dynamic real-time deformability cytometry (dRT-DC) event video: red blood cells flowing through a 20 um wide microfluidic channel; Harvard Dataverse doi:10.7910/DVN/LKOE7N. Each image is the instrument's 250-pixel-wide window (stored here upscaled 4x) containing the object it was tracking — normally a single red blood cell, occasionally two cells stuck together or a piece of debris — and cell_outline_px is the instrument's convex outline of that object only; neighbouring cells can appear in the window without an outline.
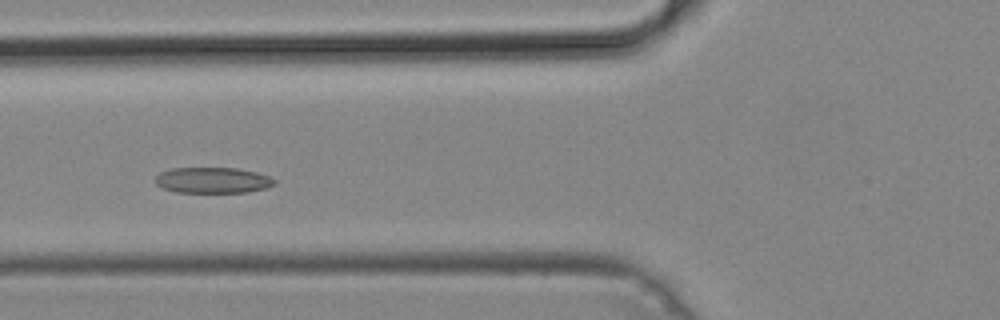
{"species": "common noctule bat (a hibernating species)", "species_latin": "Nyctalus noctula", "temperature_condition": "cold", "stored_images_in_passage": 48, "camera_frame_rate_fps": 3000, "um_per_image_px": 0.085, "animal": {"sex": "male", "body_mass_g": 19.2, "forearm_length_mm": 51.8}, "frame": {"image": 1, "passage_image": 15, "time_ms": 4.667, "image_size_px": [1000, 320], "cell_outline_px": [[276, 184], [264, 188], [248, 192], [176, 192], [164, 188], [156, 184], [152, 180], [160, 172], [172, 168], [236, 168], [256, 172], [268, 176], [276, 180]], "centroid_in_image_um": [18.05, 15.31], "position_along_channel_um": 107.7, "area_um2": 17.92}}
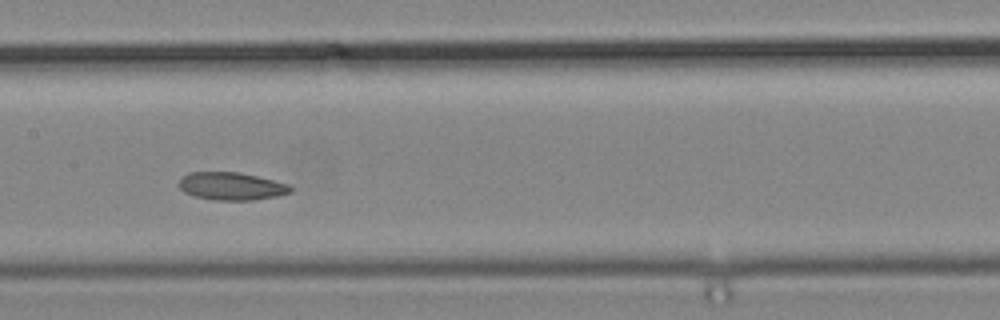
{"frame": {"image": 2, "passage_image": 21, "time_ms": 6.667, "image_size_px": [1000, 320], "cell_outline_px": [[292, 192], [276, 196], [252, 200], [216, 200], [192, 196], [184, 192], [180, 188], [180, 176], [188, 172], [240, 172], [288, 184], [292, 188]], "centroid_in_image_um": [19.63, 15.82], "position_along_channel_um": 187.8, "area_um2": 18.03}}
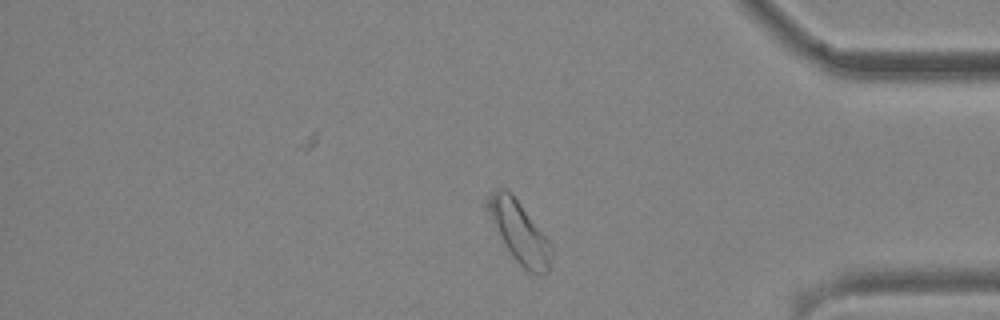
{"frame": {"image": 3, "passage_image": 38, "time_ms": 12.333, "image_size_px": [1000, 320], "cell_outline_px": [[552, 256], [548, 272], [528, 272], [512, 256], [504, 244], [484, 208], [484, 200], [496, 188], [504, 188], [512, 192], [552, 244]], "centroid_in_image_um": [44.1, 19.65], "position_along_channel_um": 391.1, "area_um2": 22.89}}